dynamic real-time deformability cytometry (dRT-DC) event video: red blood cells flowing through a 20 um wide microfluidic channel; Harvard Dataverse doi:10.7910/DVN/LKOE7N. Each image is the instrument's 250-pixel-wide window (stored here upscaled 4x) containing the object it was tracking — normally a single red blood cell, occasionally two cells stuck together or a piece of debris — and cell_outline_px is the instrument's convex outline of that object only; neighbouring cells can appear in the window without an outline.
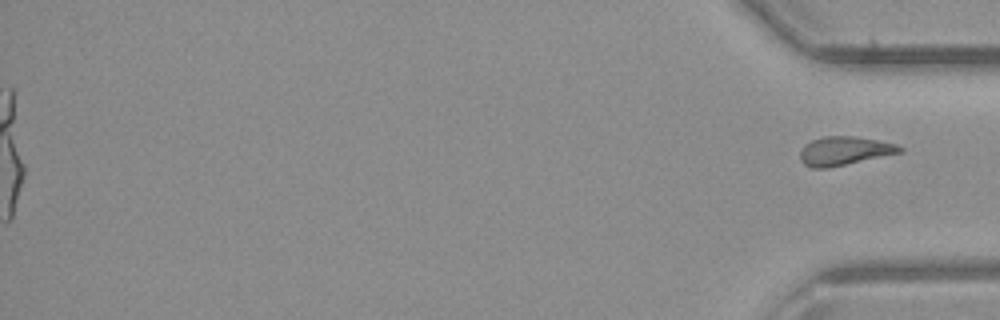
{"species": "common noctule bat (a hibernating species)", "species_latin": "Nyctalus noctula", "temperature_condition": "room temperature", "stored_images_in_passage": 29, "camera_frame_rate_fps": 3000, "um_per_image_px": 0.085, "animal": {"sex": "male", "body_mass_g": 23.1, "forearm_length_mm": 52.7}, "frame": {"image": 1, "passage_image": 29, "time_ms": 9.333, "image_size_px": [1000, 320], "cell_outline_px": [[904, 152], [828, 168], [812, 168], [804, 164], [800, 160], [800, 148], [804, 144], [812, 140], [824, 136], [852, 136], [876, 140], [896, 144], [904, 148]], "centroid_in_image_um": [71.76, 12.83], "position_along_channel_um": 363.4, "area_um2": 16.76}}